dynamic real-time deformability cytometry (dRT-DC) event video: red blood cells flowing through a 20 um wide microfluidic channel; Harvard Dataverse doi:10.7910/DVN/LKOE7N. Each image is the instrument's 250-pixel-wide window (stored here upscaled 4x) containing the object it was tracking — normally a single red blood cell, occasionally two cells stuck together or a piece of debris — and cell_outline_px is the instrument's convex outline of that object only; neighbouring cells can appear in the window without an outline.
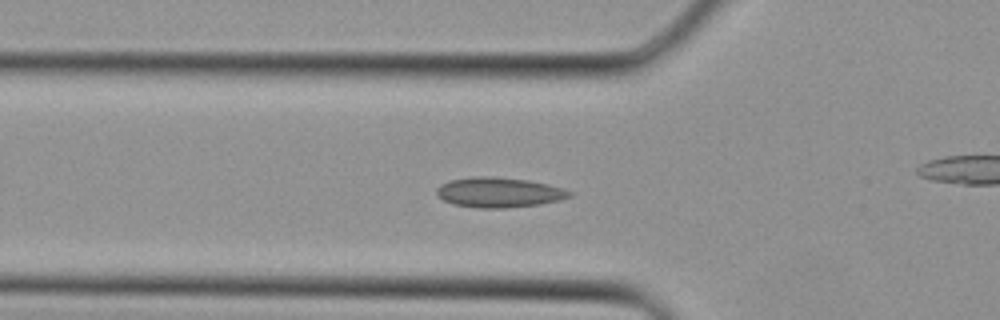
{"species": "Egyptian fruit bat (a non-hibernating species)", "species_latin": "Rousettus aegyptiacus", "temperature_condition": "cold", "stored_images_in_passage": 33, "camera_frame_rate_fps": 3000, "um_per_image_px": 0.085, "animal": {"sex": "female"}, "frame": {"image": 1, "passage_image": 9, "time_ms": 2.667, "image_size_px": [1000, 320], "cell_outline_px": [[572, 196], [560, 200], [540, 204], [504, 208], [476, 208], [452, 204], [444, 200], [436, 192], [436, 188], [440, 184], [448, 180], [476, 176], [488, 176], [528, 180], [548, 184], [564, 188], [572, 192]], "centroid_in_image_um": [42.41, 16.35], "position_along_channel_um": 83.4, "area_um2": 23.35}}
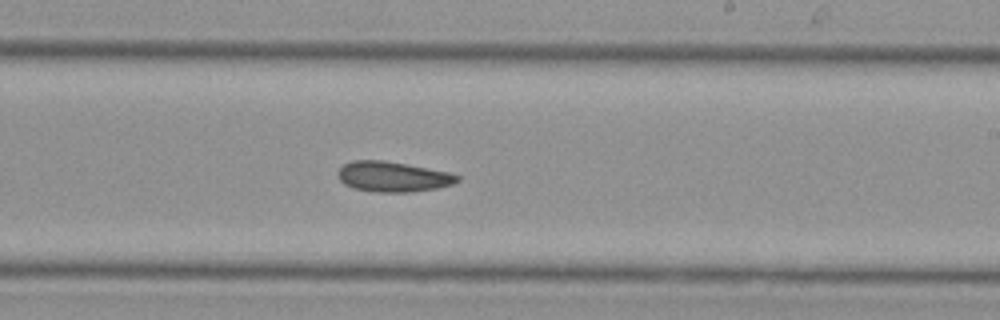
{"frame": {"image": 2, "passage_image": 18, "time_ms": 5.667, "image_size_px": [1000, 320], "cell_outline_px": [[460, 180], [452, 184], [436, 188], [412, 192], [372, 192], [352, 188], [344, 184], [340, 180], [336, 172], [344, 164], [352, 160], [384, 160], [448, 172], [460, 176]], "centroid_in_image_um": [33.35, 15.02], "position_along_channel_um": 255.6, "area_um2": 21.1}}
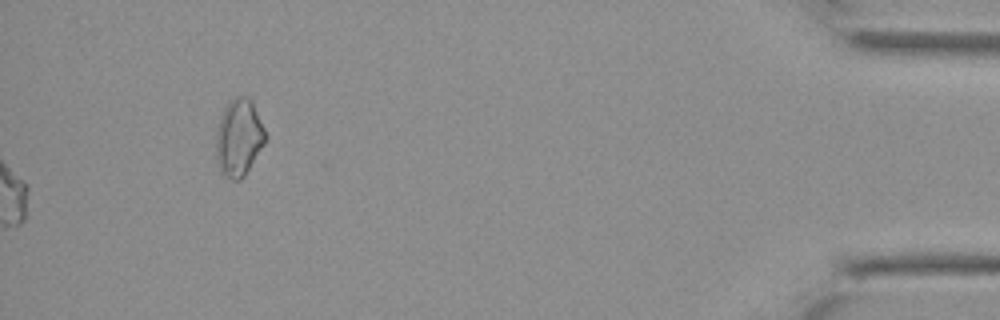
{"frame": {"image": 3, "passage_image": 33, "time_ms": 10.667, "image_size_px": [1000, 320], "cell_outline_px": [[268, 136], [264, 144], [244, 176], [240, 180], [232, 180], [224, 176], [220, 172], [216, 160], [216, 132], [220, 116], [224, 108], [236, 96], [248, 96], [252, 100]], "centroid_in_image_um": [20.3, 11.7], "position_along_channel_um": 414.9, "area_um2": 22.37}}